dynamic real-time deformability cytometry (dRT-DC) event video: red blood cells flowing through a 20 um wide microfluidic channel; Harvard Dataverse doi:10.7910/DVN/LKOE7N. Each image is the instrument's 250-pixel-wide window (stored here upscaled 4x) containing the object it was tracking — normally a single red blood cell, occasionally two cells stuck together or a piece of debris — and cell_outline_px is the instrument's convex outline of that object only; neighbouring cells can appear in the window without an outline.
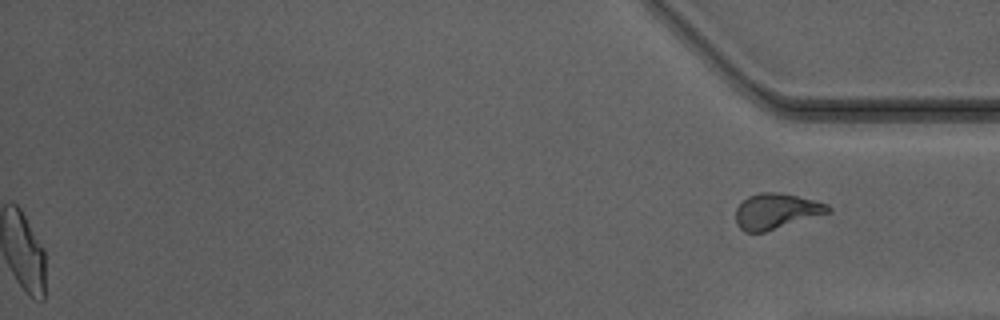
{"species": "Egyptian fruit bat (a non-hibernating species)", "species_latin": "Rousettus aegyptiacus", "temperature_condition": "warm", "stored_images_in_passage": 43, "segment_of_instrument_passage": [2, 2], "camera_frame_rate_fps": 3000, "um_per_image_px": 0.085, "animal": {"sex": "male"}, "frame": {"image": 1, "passage_image": 43, "time_ms": 14.0, "image_size_px": [1000, 320], "cell_outline_px": [[832, 212], [764, 232], [744, 232], [736, 224], [736, 208], [748, 196], [760, 192], [780, 192], [828, 204], [832, 208]], "centroid_in_image_um": [65.98, 17.95], "position_along_channel_um": 369.2, "area_um2": 19.07}}